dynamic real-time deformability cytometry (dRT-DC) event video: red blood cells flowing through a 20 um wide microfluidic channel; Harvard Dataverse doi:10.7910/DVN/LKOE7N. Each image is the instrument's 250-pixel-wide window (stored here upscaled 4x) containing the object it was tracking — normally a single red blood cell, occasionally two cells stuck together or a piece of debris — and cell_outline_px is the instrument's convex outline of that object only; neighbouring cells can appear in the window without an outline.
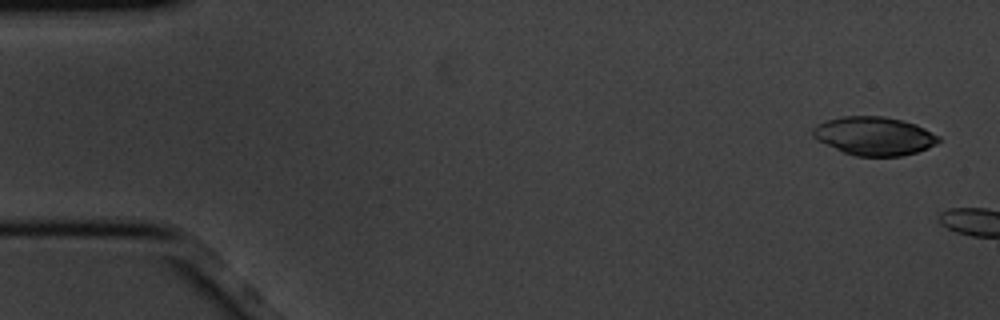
{"species": "common noctule bat (a hibernating species)", "species_latin": "Nyctalus noctula", "temperature_condition": "cold", "stored_images_in_passage": 2, "camera_frame_rate_fps": 3000, "um_per_image_px": 0.085, "animal": {"sex": "male", "body_mass_g": 20.1, "forearm_length_mm": 53.5}, "frame": {"image": 1, "passage_image": 1, "time_ms": 0.0, "image_size_px": [1000, 320], "cell_outline_px": [[940, 140], [936, 144], [928, 148], [916, 152], [900, 156], [856, 156], [844, 152], [812, 136], [812, 128], [816, 124], [840, 116], [884, 116], [904, 120], [916, 124], [940, 136]], "centroid_in_image_um": [74.33, 11.54], "position_along_channel_um": 10.7, "area_um2": 28.09}}